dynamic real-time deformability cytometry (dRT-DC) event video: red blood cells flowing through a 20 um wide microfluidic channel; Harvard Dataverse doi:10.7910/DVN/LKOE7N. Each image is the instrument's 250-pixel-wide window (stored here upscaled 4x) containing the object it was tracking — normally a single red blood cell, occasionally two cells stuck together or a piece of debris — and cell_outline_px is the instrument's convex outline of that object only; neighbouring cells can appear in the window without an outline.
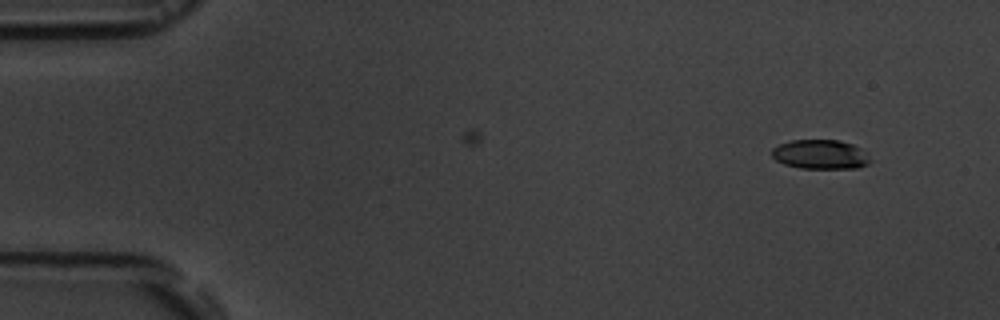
{"species": "common noctule bat (a hibernating species)", "species_latin": "Nyctalus noctula", "temperature_condition": "room temperature", "stored_images_in_passage": 5, "camera_frame_rate_fps": 3000, "um_per_image_px": 0.085, "animal": {"sex": "male", "body_mass_g": 19.5, "forearm_length_mm": 54.6}, "frame": {"image": 1, "passage_image": 1, "time_ms": 0.0, "image_size_px": [1000, 320], "cell_outline_px": [[872, 160], [868, 164], [856, 168], [800, 168], [784, 164], [776, 160], [772, 156], [772, 148], [780, 144], [792, 140], [840, 140], [852, 144], [860, 148]], "centroid_in_image_um": [69.73, 13.12], "position_along_channel_um": 15.3, "area_um2": 16.76}}
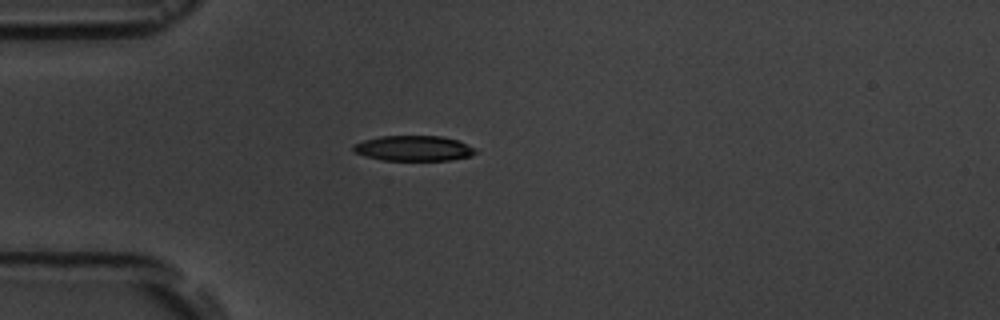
{"frame": {"image": 2, "passage_image": 4, "time_ms": 3.667, "image_size_px": [1000, 320], "cell_outline_px": [[476, 152], [472, 156], [452, 160], [384, 160], [364, 156], [356, 152], [352, 148], [352, 144], [364, 140], [380, 136], [440, 136], [460, 140], [476, 148]], "centroid_in_image_um": [35.19, 12.6], "position_along_channel_um": 49.8, "area_um2": 18.15}}